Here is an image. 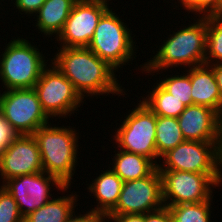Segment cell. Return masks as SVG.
I'll use <instances>...</instances> for the list:
<instances>
[{"instance_id": "obj_1", "label": "cell", "mask_w": 222, "mask_h": 222, "mask_svg": "<svg viewBox=\"0 0 222 222\" xmlns=\"http://www.w3.org/2000/svg\"><path fill=\"white\" fill-rule=\"evenodd\" d=\"M50 60L83 99L88 96L98 99L100 95L103 98L104 94L126 98L127 91L117 79L116 70L88 47H57V52Z\"/></svg>"}, {"instance_id": "obj_2", "label": "cell", "mask_w": 222, "mask_h": 222, "mask_svg": "<svg viewBox=\"0 0 222 222\" xmlns=\"http://www.w3.org/2000/svg\"><path fill=\"white\" fill-rule=\"evenodd\" d=\"M193 23L188 26H181L178 31L174 32L169 28V37L163 38L161 45H155L157 53H153L150 60L138 66V70L143 71L147 75H158L159 72L164 73L170 71L172 74L175 68L182 67L189 69L191 67L205 64L207 50V17L193 18ZM197 19V20H196ZM185 27V28H184ZM172 33V34H171ZM159 47V48H158ZM158 48V49H157ZM174 68V69H173ZM163 69V70H162ZM166 70V71H165ZM173 70V72H172ZM164 71V72H163Z\"/></svg>"}, {"instance_id": "obj_3", "label": "cell", "mask_w": 222, "mask_h": 222, "mask_svg": "<svg viewBox=\"0 0 222 222\" xmlns=\"http://www.w3.org/2000/svg\"><path fill=\"white\" fill-rule=\"evenodd\" d=\"M53 122L39 127L32 135L39 147L43 171L71 187L80 162L77 157L80 133L73 126H56Z\"/></svg>"}, {"instance_id": "obj_4", "label": "cell", "mask_w": 222, "mask_h": 222, "mask_svg": "<svg viewBox=\"0 0 222 222\" xmlns=\"http://www.w3.org/2000/svg\"><path fill=\"white\" fill-rule=\"evenodd\" d=\"M23 37V34L17 39L12 37L8 44L5 43L4 51L0 53L2 91L34 88L43 69L50 63L48 61H51L34 42L27 40V36L26 39Z\"/></svg>"}, {"instance_id": "obj_5", "label": "cell", "mask_w": 222, "mask_h": 222, "mask_svg": "<svg viewBox=\"0 0 222 222\" xmlns=\"http://www.w3.org/2000/svg\"><path fill=\"white\" fill-rule=\"evenodd\" d=\"M112 9L109 8L100 18L88 48L118 72L125 65L133 64L138 48L132 29L119 18L120 14L115 13L117 10Z\"/></svg>"}, {"instance_id": "obj_6", "label": "cell", "mask_w": 222, "mask_h": 222, "mask_svg": "<svg viewBox=\"0 0 222 222\" xmlns=\"http://www.w3.org/2000/svg\"><path fill=\"white\" fill-rule=\"evenodd\" d=\"M132 111L128 110L124 118L120 120L115 134H111V142L115 143L116 148L143 155L151 159L157 166V148H156V115L141 101H138ZM131 111V112H130ZM123 120V121H122ZM115 141V142H114Z\"/></svg>"}, {"instance_id": "obj_7", "label": "cell", "mask_w": 222, "mask_h": 222, "mask_svg": "<svg viewBox=\"0 0 222 222\" xmlns=\"http://www.w3.org/2000/svg\"><path fill=\"white\" fill-rule=\"evenodd\" d=\"M34 89L43 111L51 120L70 118L74 113L77 115L78 107L86 104L73 84L52 62L43 69Z\"/></svg>"}, {"instance_id": "obj_8", "label": "cell", "mask_w": 222, "mask_h": 222, "mask_svg": "<svg viewBox=\"0 0 222 222\" xmlns=\"http://www.w3.org/2000/svg\"><path fill=\"white\" fill-rule=\"evenodd\" d=\"M159 171L162 177L163 202L166 207L208 201L214 196L213 189L222 186V174Z\"/></svg>"}, {"instance_id": "obj_9", "label": "cell", "mask_w": 222, "mask_h": 222, "mask_svg": "<svg viewBox=\"0 0 222 222\" xmlns=\"http://www.w3.org/2000/svg\"><path fill=\"white\" fill-rule=\"evenodd\" d=\"M158 169L222 174V142L185 140L161 157Z\"/></svg>"}, {"instance_id": "obj_10", "label": "cell", "mask_w": 222, "mask_h": 222, "mask_svg": "<svg viewBox=\"0 0 222 222\" xmlns=\"http://www.w3.org/2000/svg\"><path fill=\"white\" fill-rule=\"evenodd\" d=\"M0 90V114L22 134H33L51 122L34 88ZM50 120V121H49Z\"/></svg>"}, {"instance_id": "obj_11", "label": "cell", "mask_w": 222, "mask_h": 222, "mask_svg": "<svg viewBox=\"0 0 222 222\" xmlns=\"http://www.w3.org/2000/svg\"><path fill=\"white\" fill-rule=\"evenodd\" d=\"M110 0H77L62 31L55 38L59 47H88Z\"/></svg>"}, {"instance_id": "obj_12", "label": "cell", "mask_w": 222, "mask_h": 222, "mask_svg": "<svg viewBox=\"0 0 222 222\" xmlns=\"http://www.w3.org/2000/svg\"><path fill=\"white\" fill-rule=\"evenodd\" d=\"M0 185L13 196L23 218L53 199L55 195L51 191L58 189V193L66 187L58 178L44 171L13 177ZM53 187L56 189L52 190Z\"/></svg>"}, {"instance_id": "obj_13", "label": "cell", "mask_w": 222, "mask_h": 222, "mask_svg": "<svg viewBox=\"0 0 222 222\" xmlns=\"http://www.w3.org/2000/svg\"><path fill=\"white\" fill-rule=\"evenodd\" d=\"M164 206L162 177L157 167L149 176L124 182L118 203L108 215L146 214Z\"/></svg>"}, {"instance_id": "obj_14", "label": "cell", "mask_w": 222, "mask_h": 222, "mask_svg": "<svg viewBox=\"0 0 222 222\" xmlns=\"http://www.w3.org/2000/svg\"><path fill=\"white\" fill-rule=\"evenodd\" d=\"M43 171L41 155L32 134L19 135L0 155V180Z\"/></svg>"}, {"instance_id": "obj_15", "label": "cell", "mask_w": 222, "mask_h": 222, "mask_svg": "<svg viewBox=\"0 0 222 222\" xmlns=\"http://www.w3.org/2000/svg\"><path fill=\"white\" fill-rule=\"evenodd\" d=\"M177 119L185 140L222 142V117L215 110L193 104Z\"/></svg>"}, {"instance_id": "obj_16", "label": "cell", "mask_w": 222, "mask_h": 222, "mask_svg": "<svg viewBox=\"0 0 222 222\" xmlns=\"http://www.w3.org/2000/svg\"><path fill=\"white\" fill-rule=\"evenodd\" d=\"M184 72L190 76L193 104L209 107L222 117V97L213 68L203 64L185 69Z\"/></svg>"}, {"instance_id": "obj_17", "label": "cell", "mask_w": 222, "mask_h": 222, "mask_svg": "<svg viewBox=\"0 0 222 222\" xmlns=\"http://www.w3.org/2000/svg\"><path fill=\"white\" fill-rule=\"evenodd\" d=\"M101 172L98 176H95L94 180L92 179L90 184L86 185H88L89 195L94 196L97 204L91 205L96 207L89 210L106 217L116 207L124 182L110 166L105 171L101 170Z\"/></svg>"}, {"instance_id": "obj_18", "label": "cell", "mask_w": 222, "mask_h": 222, "mask_svg": "<svg viewBox=\"0 0 222 222\" xmlns=\"http://www.w3.org/2000/svg\"><path fill=\"white\" fill-rule=\"evenodd\" d=\"M77 0H45L41 8L34 14L38 33L41 32L46 38L52 35L54 39L62 31L66 20L71 13L73 5ZM37 17V18H36ZM40 31V32H39Z\"/></svg>"}, {"instance_id": "obj_19", "label": "cell", "mask_w": 222, "mask_h": 222, "mask_svg": "<svg viewBox=\"0 0 222 222\" xmlns=\"http://www.w3.org/2000/svg\"><path fill=\"white\" fill-rule=\"evenodd\" d=\"M114 156L111 157L110 168L123 182L141 179L149 176L158 166L149 158L118 149L113 146Z\"/></svg>"}, {"instance_id": "obj_20", "label": "cell", "mask_w": 222, "mask_h": 222, "mask_svg": "<svg viewBox=\"0 0 222 222\" xmlns=\"http://www.w3.org/2000/svg\"><path fill=\"white\" fill-rule=\"evenodd\" d=\"M69 189L70 186H66L61 192L64 196L57 195L56 198L54 197L39 209L24 217V222H65L76 210L79 201L77 192L65 194L70 193L71 190Z\"/></svg>"}, {"instance_id": "obj_21", "label": "cell", "mask_w": 222, "mask_h": 222, "mask_svg": "<svg viewBox=\"0 0 222 222\" xmlns=\"http://www.w3.org/2000/svg\"><path fill=\"white\" fill-rule=\"evenodd\" d=\"M150 89L145 93L146 96L143 94L140 99L156 116L178 118L185 110V104L167 92L157 81Z\"/></svg>"}, {"instance_id": "obj_22", "label": "cell", "mask_w": 222, "mask_h": 222, "mask_svg": "<svg viewBox=\"0 0 222 222\" xmlns=\"http://www.w3.org/2000/svg\"><path fill=\"white\" fill-rule=\"evenodd\" d=\"M155 132L157 159L159 162L165 153L185 141L177 118L156 116Z\"/></svg>"}, {"instance_id": "obj_23", "label": "cell", "mask_w": 222, "mask_h": 222, "mask_svg": "<svg viewBox=\"0 0 222 222\" xmlns=\"http://www.w3.org/2000/svg\"><path fill=\"white\" fill-rule=\"evenodd\" d=\"M213 198L200 203H187L169 206L174 222H212ZM212 208V209H211Z\"/></svg>"}, {"instance_id": "obj_24", "label": "cell", "mask_w": 222, "mask_h": 222, "mask_svg": "<svg viewBox=\"0 0 222 222\" xmlns=\"http://www.w3.org/2000/svg\"><path fill=\"white\" fill-rule=\"evenodd\" d=\"M205 64H222V15L207 17V50Z\"/></svg>"}, {"instance_id": "obj_25", "label": "cell", "mask_w": 222, "mask_h": 222, "mask_svg": "<svg viewBox=\"0 0 222 222\" xmlns=\"http://www.w3.org/2000/svg\"><path fill=\"white\" fill-rule=\"evenodd\" d=\"M177 72L174 73L175 75H166L161 78L159 76V80L157 82L170 94H172L176 99L180 100L185 106L193 105L191 99V81L190 76L187 73H184V69L181 75L178 72V69H175ZM177 74V75H176ZM168 76V77H167ZM161 78V79H160Z\"/></svg>"}, {"instance_id": "obj_26", "label": "cell", "mask_w": 222, "mask_h": 222, "mask_svg": "<svg viewBox=\"0 0 222 222\" xmlns=\"http://www.w3.org/2000/svg\"><path fill=\"white\" fill-rule=\"evenodd\" d=\"M0 222H24L13 196L0 185Z\"/></svg>"}, {"instance_id": "obj_27", "label": "cell", "mask_w": 222, "mask_h": 222, "mask_svg": "<svg viewBox=\"0 0 222 222\" xmlns=\"http://www.w3.org/2000/svg\"><path fill=\"white\" fill-rule=\"evenodd\" d=\"M18 136V132L0 114V155Z\"/></svg>"}, {"instance_id": "obj_28", "label": "cell", "mask_w": 222, "mask_h": 222, "mask_svg": "<svg viewBox=\"0 0 222 222\" xmlns=\"http://www.w3.org/2000/svg\"><path fill=\"white\" fill-rule=\"evenodd\" d=\"M15 2V3H14ZM45 0H11L10 7L14 6L13 9H18V12L22 15H27L26 17L34 16V14L41 8ZM16 7V8H15ZM23 12V13H22Z\"/></svg>"}, {"instance_id": "obj_29", "label": "cell", "mask_w": 222, "mask_h": 222, "mask_svg": "<svg viewBox=\"0 0 222 222\" xmlns=\"http://www.w3.org/2000/svg\"><path fill=\"white\" fill-rule=\"evenodd\" d=\"M145 222H174L171 211L164 206L156 211L145 214Z\"/></svg>"}, {"instance_id": "obj_30", "label": "cell", "mask_w": 222, "mask_h": 222, "mask_svg": "<svg viewBox=\"0 0 222 222\" xmlns=\"http://www.w3.org/2000/svg\"><path fill=\"white\" fill-rule=\"evenodd\" d=\"M220 15V0H200V17Z\"/></svg>"}, {"instance_id": "obj_31", "label": "cell", "mask_w": 222, "mask_h": 222, "mask_svg": "<svg viewBox=\"0 0 222 222\" xmlns=\"http://www.w3.org/2000/svg\"><path fill=\"white\" fill-rule=\"evenodd\" d=\"M82 212L85 214H79L75 211L71 214V216L65 222H101L105 217L93 212L92 210ZM76 213V214H75Z\"/></svg>"}, {"instance_id": "obj_32", "label": "cell", "mask_w": 222, "mask_h": 222, "mask_svg": "<svg viewBox=\"0 0 222 222\" xmlns=\"http://www.w3.org/2000/svg\"><path fill=\"white\" fill-rule=\"evenodd\" d=\"M166 1V0H164ZM170 1H174V0H170ZM178 2V4H176ZM175 0V3L173 4V2H170L173 6L175 7L173 9L176 10H180L179 7L185 10V12L187 11L186 14H195L196 17H200V0ZM175 5V6H174ZM178 8V9H177ZM198 14V15H197Z\"/></svg>"}, {"instance_id": "obj_33", "label": "cell", "mask_w": 222, "mask_h": 222, "mask_svg": "<svg viewBox=\"0 0 222 222\" xmlns=\"http://www.w3.org/2000/svg\"><path fill=\"white\" fill-rule=\"evenodd\" d=\"M109 222H145V214L107 215Z\"/></svg>"}, {"instance_id": "obj_34", "label": "cell", "mask_w": 222, "mask_h": 222, "mask_svg": "<svg viewBox=\"0 0 222 222\" xmlns=\"http://www.w3.org/2000/svg\"><path fill=\"white\" fill-rule=\"evenodd\" d=\"M214 70L216 82L218 84L219 92L222 97V64L221 65H210Z\"/></svg>"}, {"instance_id": "obj_35", "label": "cell", "mask_w": 222, "mask_h": 222, "mask_svg": "<svg viewBox=\"0 0 222 222\" xmlns=\"http://www.w3.org/2000/svg\"><path fill=\"white\" fill-rule=\"evenodd\" d=\"M220 15H222V0H220Z\"/></svg>"}, {"instance_id": "obj_36", "label": "cell", "mask_w": 222, "mask_h": 222, "mask_svg": "<svg viewBox=\"0 0 222 222\" xmlns=\"http://www.w3.org/2000/svg\"><path fill=\"white\" fill-rule=\"evenodd\" d=\"M101 222H109L108 220H106V218H104Z\"/></svg>"}, {"instance_id": "obj_37", "label": "cell", "mask_w": 222, "mask_h": 222, "mask_svg": "<svg viewBox=\"0 0 222 222\" xmlns=\"http://www.w3.org/2000/svg\"><path fill=\"white\" fill-rule=\"evenodd\" d=\"M0 2H1V0H0ZM0 6H2V3H0ZM0 9H4V10H5V8H4V7H3V8H2V7H0Z\"/></svg>"}]
</instances>
